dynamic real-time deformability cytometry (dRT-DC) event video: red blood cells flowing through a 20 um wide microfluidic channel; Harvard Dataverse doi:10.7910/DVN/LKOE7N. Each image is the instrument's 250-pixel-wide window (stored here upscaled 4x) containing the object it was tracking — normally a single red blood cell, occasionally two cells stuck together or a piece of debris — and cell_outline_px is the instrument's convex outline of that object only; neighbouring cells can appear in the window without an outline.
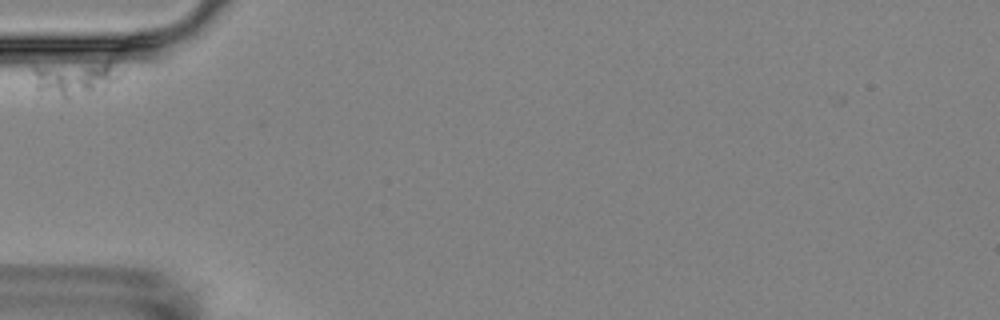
{"species": "Egyptian fruit bat (a non-hibernating species)", "species_latin": "Rousettus aegyptiacus", "temperature_condition": "room temperature", "stored_images_in_passage": 10, "camera_frame_rate_fps": 3000, "um_per_image_px": 0.085, "animal": {"sex": "female"}, "frame": {"image": 1, "passage_image": 1, "time_ms": 0.0, "image_size_px": [1000, 320], "cell_outline_px": [[124, 72], [116, 80], [88, 92], [68, 100], [64, 100], [36, 88], [32, 72], [32, 68], [108, 60]], "centroid_in_image_um": [6.37, 6.64], "position_along_channel_um": 78.6, "area_um2": 17.11}}
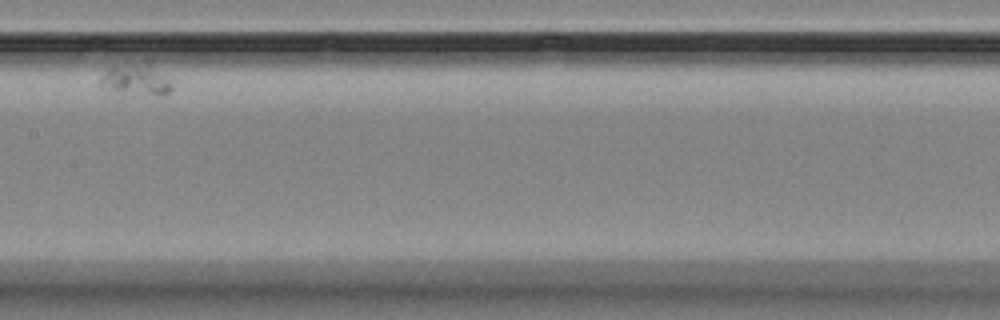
{"frame": {"image": 2, "passage_image": 6, "time_ms": 5.667, "image_size_px": [1000, 320], "cell_outline_px": [[172, 88], [164, 96], [160, 96], [120, 92], [100, 84], [100, 76], [108, 68], [148, 60], [152, 60], [172, 84]], "centroid_in_image_um": [11.65, 6.72], "position_along_channel_um": 195.7, "area_um2": 13.18}}
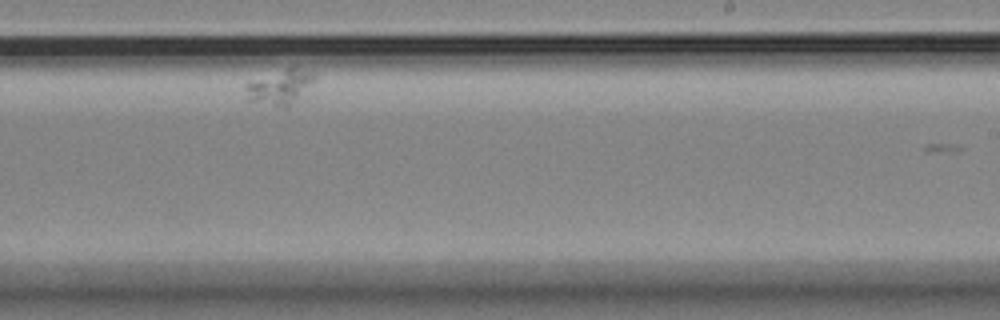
{"frame": {"image": 3, "passage_image": 8, "time_ms": 8.667, "image_size_px": [1000, 320], "cell_outline_px": [[316, 80], [288, 108], [284, 108], [248, 100], [244, 88], [244, 84], [248, 80], [288, 68], [296, 68], [312, 72], [316, 76]], "centroid_in_image_um": [23.76, 7.4], "position_along_channel_um": 265.2, "area_um2": 13.99}}